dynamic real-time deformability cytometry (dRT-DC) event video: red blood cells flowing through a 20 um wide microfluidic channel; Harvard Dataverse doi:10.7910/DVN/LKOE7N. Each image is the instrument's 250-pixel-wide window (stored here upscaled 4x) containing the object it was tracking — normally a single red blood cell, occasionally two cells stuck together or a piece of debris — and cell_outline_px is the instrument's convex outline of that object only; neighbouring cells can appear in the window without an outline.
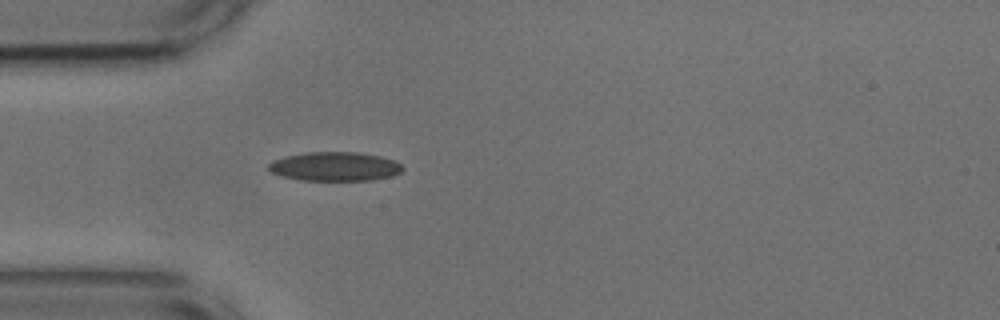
{"species": "common noctule bat (a hibernating species)", "species_latin": "Nyctalus noctula", "temperature_condition": "cold", "stored_images_in_passage": 32, "camera_frame_rate_fps": 3000, "um_per_image_px": 0.085, "animal": {"sex": "male", "body_mass_g": 17.9, "forearm_length_mm": 54.2}, "frame": {"image": 1, "passage_image": 1, "time_ms": 0.0, "image_size_px": [1000, 320], "cell_outline_px": [[404, 168], [400, 172], [392, 176], [372, 180], [300, 180], [284, 176], [272, 172], [268, 168], [268, 164], [272, 160], [284, 156], [308, 152], [356, 152], [380, 156], [392, 160], [400, 164]], "centroid_in_image_um": [28.45, 14.15], "position_along_channel_um": 56.6, "area_um2": 22.54}}
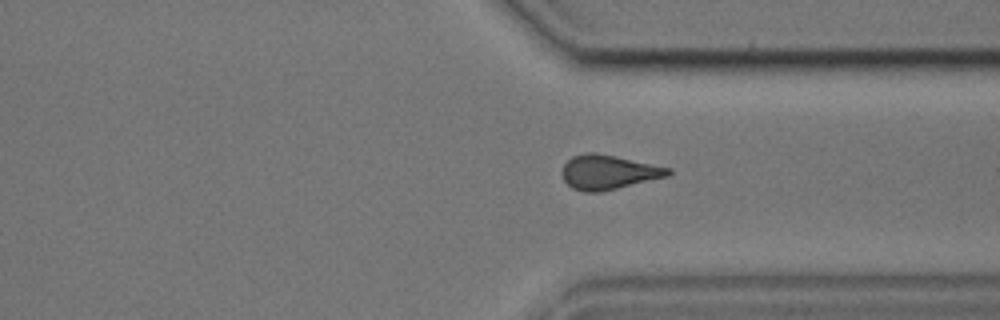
{"frame": {"image": 2, "passage_image": 26, "time_ms": 8.333, "image_size_px": [1000, 320], "cell_outline_px": [[672, 172], [668, 176], [600, 192], [584, 192], [572, 188], [564, 180], [560, 172], [564, 164], [572, 156], [588, 152], [596, 152], [616, 156], [672, 168]], "centroid_in_image_um": [51.7, 14.63], "position_along_channel_um": 359.7, "area_um2": 21.33}}
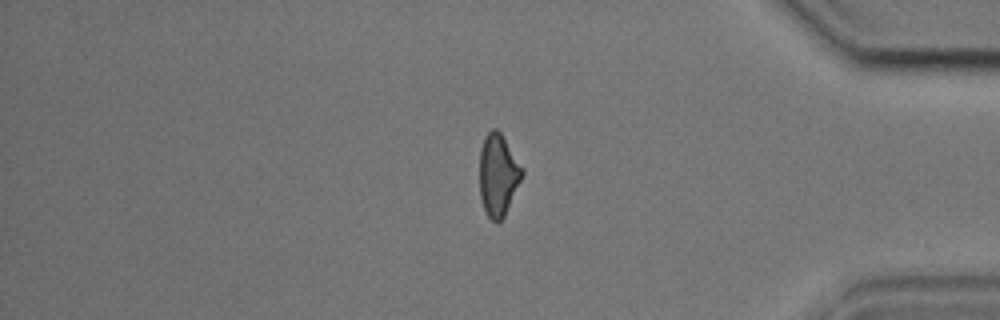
{"frame": {"image": 3, "passage_image": 31, "time_ms": 10.0, "image_size_px": [1000, 320], "cell_outline_px": [[524, 172], [504, 216], [496, 224], [488, 216], [484, 208], [480, 196], [480, 148], [484, 136], [492, 128], [496, 128], [500, 132], [524, 168]], "centroid_in_image_um": [42.33, 14.84], "position_along_channel_um": 392.9, "area_um2": 20.23}, "authors_computed_cell_mechanics": {"area_um2": 21.2415, "velocity_mm_per_s": 3.677, "shape_relaxation_time_tau1_ms": null, "shape_relaxation_time_tau2_ms": 2.6549, "deformation_change_tau1": null, "deformation_change_tau2": 0.1004}}